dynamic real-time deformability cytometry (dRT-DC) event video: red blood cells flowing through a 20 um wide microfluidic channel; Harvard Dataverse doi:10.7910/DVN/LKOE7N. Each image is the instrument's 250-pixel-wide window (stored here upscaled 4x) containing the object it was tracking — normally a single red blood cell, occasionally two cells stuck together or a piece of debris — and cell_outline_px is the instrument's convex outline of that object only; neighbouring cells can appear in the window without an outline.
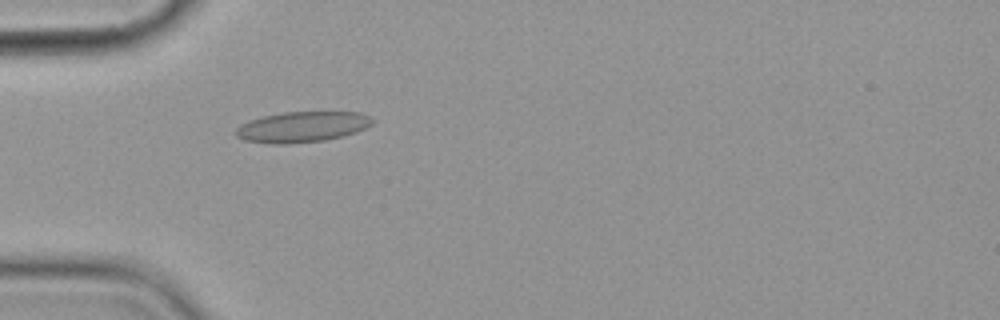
{"species": "common noctule bat (a hibernating species)", "species_latin": "Nyctalus noctula", "temperature_condition": "cold", "stored_images_in_passage": 2, "camera_frame_rate_fps": 3000, "um_per_image_px": 0.085, "animal": {"sex": "female", "body_mass_g": 19.9}, "frame": {"image": 1, "passage_image": 2, "time_ms": 1.333, "image_size_px": [1000, 320], "cell_outline_px": [[376, 120], [372, 124], [356, 132], [344, 136], [324, 140], [284, 144], [272, 144], [244, 140], [236, 136], [236, 128], [240, 124], [248, 120], [264, 116], [284, 112], [360, 112]], "centroid_in_image_um": [25.68, 10.78], "position_along_channel_um": 59.3, "area_um2": 24.39}}